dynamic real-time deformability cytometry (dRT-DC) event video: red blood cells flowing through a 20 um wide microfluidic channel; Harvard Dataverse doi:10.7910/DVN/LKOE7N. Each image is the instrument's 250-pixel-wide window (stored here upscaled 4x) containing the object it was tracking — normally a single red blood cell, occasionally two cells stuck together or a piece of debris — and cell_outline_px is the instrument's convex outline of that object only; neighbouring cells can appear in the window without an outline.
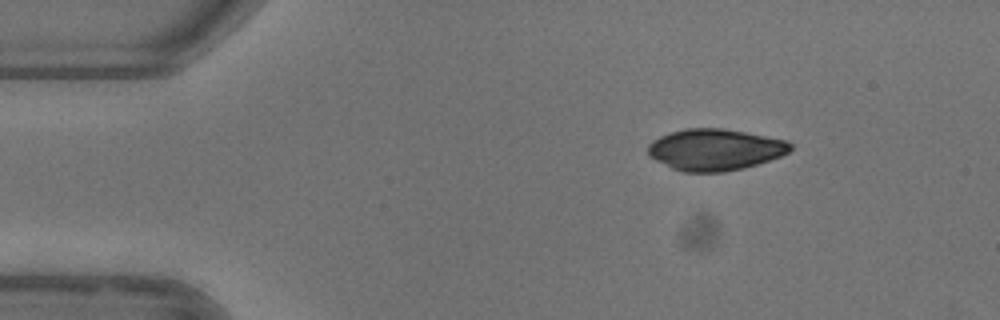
{"species": "common noctule bat (a hibernating species)", "species_latin": "Nyctalus noctula", "temperature_condition": "warm", "stored_images_in_passage": 45, "camera_frame_rate_fps": 3000, "um_per_image_px": 0.085, "animal": {"sex": "female"}, "frame": {"image": 1, "passage_image": 1, "time_ms": 0.0, "image_size_px": [1000, 320], "cell_outline_px": [[792, 148], [788, 152], [780, 156], [744, 168], [724, 172], [684, 172], [672, 168], [648, 156], [648, 144], [652, 140], [660, 136], [684, 128], [720, 128], [744, 132], [788, 140], [792, 144]], "centroid_in_image_um": [60.76, 12.72], "position_along_channel_um": 24.2, "area_um2": 34.33}}